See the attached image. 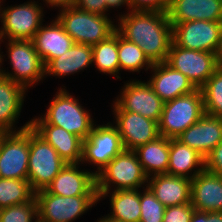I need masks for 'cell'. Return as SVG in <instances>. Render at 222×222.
<instances>
[{
  "instance_id": "cell-24",
  "label": "cell",
  "mask_w": 222,
  "mask_h": 222,
  "mask_svg": "<svg viewBox=\"0 0 222 222\" xmlns=\"http://www.w3.org/2000/svg\"><path fill=\"white\" fill-rule=\"evenodd\" d=\"M147 186L165 206L191 203V179L169 174L148 177Z\"/></svg>"
},
{
  "instance_id": "cell-32",
  "label": "cell",
  "mask_w": 222,
  "mask_h": 222,
  "mask_svg": "<svg viewBox=\"0 0 222 222\" xmlns=\"http://www.w3.org/2000/svg\"><path fill=\"white\" fill-rule=\"evenodd\" d=\"M200 89L205 113L222 118V64Z\"/></svg>"
},
{
  "instance_id": "cell-34",
  "label": "cell",
  "mask_w": 222,
  "mask_h": 222,
  "mask_svg": "<svg viewBox=\"0 0 222 222\" xmlns=\"http://www.w3.org/2000/svg\"><path fill=\"white\" fill-rule=\"evenodd\" d=\"M140 192V222H163L165 206L155 197L148 186Z\"/></svg>"
},
{
  "instance_id": "cell-18",
  "label": "cell",
  "mask_w": 222,
  "mask_h": 222,
  "mask_svg": "<svg viewBox=\"0 0 222 222\" xmlns=\"http://www.w3.org/2000/svg\"><path fill=\"white\" fill-rule=\"evenodd\" d=\"M151 69V72L154 73L148 84L164 102L189 94L197 89L188 77L174 70L166 62L153 64Z\"/></svg>"
},
{
  "instance_id": "cell-39",
  "label": "cell",
  "mask_w": 222,
  "mask_h": 222,
  "mask_svg": "<svg viewBox=\"0 0 222 222\" xmlns=\"http://www.w3.org/2000/svg\"><path fill=\"white\" fill-rule=\"evenodd\" d=\"M47 5L53 7H60V10L73 7L75 0H43Z\"/></svg>"
},
{
  "instance_id": "cell-10",
  "label": "cell",
  "mask_w": 222,
  "mask_h": 222,
  "mask_svg": "<svg viewBox=\"0 0 222 222\" xmlns=\"http://www.w3.org/2000/svg\"><path fill=\"white\" fill-rule=\"evenodd\" d=\"M35 199L38 222H73L98 202V196L65 197L45 190L37 191Z\"/></svg>"
},
{
  "instance_id": "cell-8",
  "label": "cell",
  "mask_w": 222,
  "mask_h": 222,
  "mask_svg": "<svg viewBox=\"0 0 222 222\" xmlns=\"http://www.w3.org/2000/svg\"><path fill=\"white\" fill-rule=\"evenodd\" d=\"M172 24L173 42L185 49L222 54V21L194 20Z\"/></svg>"
},
{
  "instance_id": "cell-29",
  "label": "cell",
  "mask_w": 222,
  "mask_h": 222,
  "mask_svg": "<svg viewBox=\"0 0 222 222\" xmlns=\"http://www.w3.org/2000/svg\"><path fill=\"white\" fill-rule=\"evenodd\" d=\"M92 47V63H94L93 65H95L100 73L112 74L117 77V79H121V77L117 75L120 74L118 59V32L115 31L107 39Z\"/></svg>"
},
{
  "instance_id": "cell-37",
  "label": "cell",
  "mask_w": 222,
  "mask_h": 222,
  "mask_svg": "<svg viewBox=\"0 0 222 222\" xmlns=\"http://www.w3.org/2000/svg\"><path fill=\"white\" fill-rule=\"evenodd\" d=\"M205 170L222 176V141L205 157Z\"/></svg>"
},
{
  "instance_id": "cell-17",
  "label": "cell",
  "mask_w": 222,
  "mask_h": 222,
  "mask_svg": "<svg viewBox=\"0 0 222 222\" xmlns=\"http://www.w3.org/2000/svg\"><path fill=\"white\" fill-rule=\"evenodd\" d=\"M177 139L205 158L222 141V118L205 113Z\"/></svg>"
},
{
  "instance_id": "cell-19",
  "label": "cell",
  "mask_w": 222,
  "mask_h": 222,
  "mask_svg": "<svg viewBox=\"0 0 222 222\" xmlns=\"http://www.w3.org/2000/svg\"><path fill=\"white\" fill-rule=\"evenodd\" d=\"M191 205L202 212H222V176L202 170L191 180Z\"/></svg>"
},
{
  "instance_id": "cell-45",
  "label": "cell",
  "mask_w": 222,
  "mask_h": 222,
  "mask_svg": "<svg viewBox=\"0 0 222 222\" xmlns=\"http://www.w3.org/2000/svg\"><path fill=\"white\" fill-rule=\"evenodd\" d=\"M6 134V132H3V131H1L0 130V142H1V140H2V138H3V136Z\"/></svg>"
},
{
  "instance_id": "cell-23",
  "label": "cell",
  "mask_w": 222,
  "mask_h": 222,
  "mask_svg": "<svg viewBox=\"0 0 222 222\" xmlns=\"http://www.w3.org/2000/svg\"><path fill=\"white\" fill-rule=\"evenodd\" d=\"M167 14L170 23L222 21V0H172Z\"/></svg>"
},
{
  "instance_id": "cell-38",
  "label": "cell",
  "mask_w": 222,
  "mask_h": 222,
  "mask_svg": "<svg viewBox=\"0 0 222 222\" xmlns=\"http://www.w3.org/2000/svg\"><path fill=\"white\" fill-rule=\"evenodd\" d=\"M107 1L108 0H75L74 6L82 11L107 16Z\"/></svg>"
},
{
  "instance_id": "cell-7",
  "label": "cell",
  "mask_w": 222,
  "mask_h": 222,
  "mask_svg": "<svg viewBox=\"0 0 222 222\" xmlns=\"http://www.w3.org/2000/svg\"><path fill=\"white\" fill-rule=\"evenodd\" d=\"M66 162L57 151L29 127V159L27 179L36 193L44 190Z\"/></svg>"
},
{
  "instance_id": "cell-30",
  "label": "cell",
  "mask_w": 222,
  "mask_h": 222,
  "mask_svg": "<svg viewBox=\"0 0 222 222\" xmlns=\"http://www.w3.org/2000/svg\"><path fill=\"white\" fill-rule=\"evenodd\" d=\"M34 197L28 179L0 178V209L29 202Z\"/></svg>"
},
{
  "instance_id": "cell-20",
  "label": "cell",
  "mask_w": 222,
  "mask_h": 222,
  "mask_svg": "<svg viewBox=\"0 0 222 222\" xmlns=\"http://www.w3.org/2000/svg\"><path fill=\"white\" fill-rule=\"evenodd\" d=\"M26 89L19 83L0 75V130L6 133L23 131L30 127V121L15 130V123L20 116ZM14 127V128H13Z\"/></svg>"
},
{
  "instance_id": "cell-22",
  "label": "cell",
  "mask_w": 222,
  "mask_h": 222,
  "mask_svg": "<svg viewBox=\"0 0 222 222\" xmlns=\"http://www.w3.org/2000/svg\"><path fill=\"white\" fill-rule=\"evenodd\" d=\"M30 127L48 142L66 163L81 164L83 140L80 137L55 125L30 124Z\"/></svg>"
},
{
  "instance_id": "cell-13",
  "label": "cell",
  "mask_w": 222,
  "mask_h": 222,
  "mask_svg": "<svg viewBox=\"0 0 222 222\" xmlns=\"http://www.w3.org/2000/svg\"><path fill=\"white\" fill-rule=\"evenodd\" d=\"M121 90L119 97L113 101V111L134 112L156 122L160 121L164 101L148 82L130 80Z\"/></svg>"
},
{
  "instance_id": "cell-25",
  "label": "cell",
  "mask_w": 222,
  "mask_h": 222,
  "mask_svg": "<svg viewBox=\"0 0 222 222\" xmlns=\"http://www.w3.org/2000/svg\"><path fill=\"white\" fill-rule=\"evenodd\" d=\"M204 169L205 158L203 156H201L195 149L183 144L177 138H170L167 174L192 180Z\"/></svg>"
},
{
  "instance_id": "cell-36",
  "label": "cell",
  "mask_w": 222,
  "mask_h": 222,
  "mask_svg": "<svg viewBox=\"0 0 222 222\" xmlns=\"http://www.w3.org/2000/svg\"><path fill=\"white\" fill-rule=\"evenodd\" d=\"M172 0H129L132 11H158L167 13Z\"/></svg>"
},
{
  "instance_id": "cell-9",
  "label": "cell",
  "mask_w": 222,
  "mask_h": 222,
  "mask_svg": "<svg viewBox=\"0 0 222 222\" xmlns=\"http://www.w3.org/2000/svg\"><path fill=\"white\" fill-rule=\"evenodd\" d=\"M166 63L200 89L222 64V60L217 53L185 49L172 41Z\"/></svg>"
},
{
  "instance_id": "cell-6",
  "label": "cell",
  "mask_w": 222,
  "mask_h": 222,
  "mask_svg": "<svg viewBox=\"0 0 222 222\" xmlns=\"http://www.w3.org/2000/svg\"><path fill=\"white\" fill-rule=\"evenodd\" d=\"M8 59L12 73L1 69L3 57L0 54V75L21 84L26 90L45 78V67L35 49L33 40H8ZM14 70V71H13Z\"/></svg>"
},
{
  "instance_id": "cell-42",
  "label": "cell",
  "mask_w": 222,
  "mask_h": 222,
  "mask_svg": "<svg viewBox=\"0 0 222 222\" xmlns=\"http://www.w3.org/2000/svg\"><path fill=\"white\" fill-rule=\"evenodd\" d=\"M209 222H222V212H207Z\"/></svg>"
},
{
  "instance_id": "cell-3",
  "label": "cell",
  "mask_w": 222,
  "mask_h": 222,
  "mask_svg": "<svg viewBox=\"0 0 222 222\" xmlns=\"http://www.w3.org/2000/svg\"><path fill=\"white\" fill-rule=\"evenodd\" d=\"M56 16L75 43L94 46L116 31L108 16L82 11L75 6L59 11Z\"/></svg>"
},
{
  "instance_id": "cell-44",
  "label": "cell",
  "mask_w": 222,
  "mask_h": 222,
  "mask_svg": "<svg viewBox=\"0 0 222 222\" xmlns=\"http://www.w3.org/2000/svg\"><path fill=\"white\" fill-rule=\"evenodd\" d=\"M1 0H0V20H2V11H3V8L1 7ZM0 44L3 42L2 40V33H1V28H0Z\"/></svg>"
},
{
  "instance_id": "cell-35",
  "label": "cell",
  "mask_w": 222,
  "mask_h": 222,
  "mask_svg": "<svg viewBox=\"0 0 222 222\" xmlns=\"http://www.w3.org/2000/svg\"><path fill=\"white\" fill-rule=\"evenodd\" d=\"M194 211L191 203L165 207L163 222H190Z\"/></svg>"
},
{
  "instance_id": "cell-14",
  "label": "cell",
  "mask_w": 222,
  "mask_h": 222,
  "mask_svg": "<svg viewBox=\"0 0 222 222\" xmlns=\"http://www.w3.org/2000/svg\"><path fill=\"white\" fill-rule=\"evenodd\" d=\"M29 127L6 133L0 142V178L27 179Z\"/></svg>"
},
{
  "instance_id": "cell-11",
  "label": "cell",
  "mask_w": 222,
  "mask_h": 222,
  "mask_svg": "<svg viewBox=\"0 0 222 222\" xmlns=\"http://www.w3.org/2000/svg\"><path fill=\"white\" fill-rule=\"evenodd\" d=\"M123 143L116 126L108 122L105 125L94 124L88 138L83 140L82 163L89 162L97 166L98 174L114 157L124 151Z\"/></svg>"
},
{
  "instance_id": "cell-41",
  "label": "cell",
  "mask_w": 222,
  "mask_h": 222,
  "mask_svg": "<svg viewBox=\"0 0 222 222\" xmlns=\"http://www.w3.org/2000/svg\"><path fill=\"white\" fill-rule=\"evenodd\" d=\"M190 222H209L207 212L195 210L192 214Z\"/></svg>"
},
{
  "instance_id": "cell-27",
  "label": "cell",
  "mask_w": 222,
  "mask_h": 222,
  "mask_svg": "<svg viewBox=\"0 0 222 222\" xmlns=\"http://www.w3.org/2000/svg\"><path fill=\"white\" fill-rule=\"evenodd\" d=\"M169 151L170 139L164 136H160L134 150L147 177L167 174Z\"/></svg>"
},
{
  "instance_id": "cell-5",
  "label": "cell",
  "mask_w": 222,
  "mask_h": 222,
  "mask_svg": "<svg viewBox=\"0 0 222 222\" xmlns=\"http://www.w3.org/2000/svg\"><path fill=\"white\" fill-rule=\"evenodd\" d=\"M147 181L137 154L124 150L96 174V189L97 192L138 189L147 185Z\"/></svg>"
},
{
  "instance_id": "cell-16",
  "label": "cell",
  "mask_w": 222,
  "mask_h": 222,
  "mask_svg": "<svg viewBox=\"0 0 222 222\" xmlns=\"http://www.w3.org/2000/svg\"><path fill=\"white\" fill-rule=\"evenodd\" d=\"M44 190L65 197L98 196L96 174L88 170H79V163H66Z\"/></svg>"
},
{
  "instance_id": "cell-43",
  "label": "cell",
  "mask_w": 222,
  "mask_h": 222,
  "mask_svg": "<svg viewBox=\"0 0 222 222\" xmlns=\"http://www.w3.org/2000/svg\"><path fill=\"white\" fill-rule=\"evenodd\" d=\"M100 220H98V222H121V221H116L114 219L108 218V217H103V218H99Z\"/></svg>"
},
{
  "instance_id": "cell-15",
  "label": "cell",
  "mask_w": 222,
  "mask_h": 222,
  "mask_svg": "<svg viewBox=\"0 0 222 222\" xmlns=\"http://www.w3.org/2000/svg\"><path fill=\"white\" fill-rule=\"evenodd\" d=\"M113 112L125 150L134 151L160 137L158 122L134 112Z\"/></svg>"
},
{
  "instance_id": "cell-2",
  "label": "cell",
  "mask_w": 222,
  "mask_h": 222,
  "mask_svg": "<svg viewBox=\"0 0 222 222\" xmlns=\"http://www.w3.org/2000/svg\"><path fill=\"white\" fill-rule=\"evenodd\" d=\"M58 91L44 116L31 119L30 124L55 125L82 140L87 139L94 126L92 114L90 115V112L81 106L79 100L65 88H60Z\"/></svg>"
},
{
  "instance_id": "cell-12",
  "label": "cell",
  "mask_w": 222,
  "mask_h": 222,
  "mask_svg": "<svg viewBox=\"0 0 222 222\" xmlns=\"http://www.w3.org/2000/svg\"><path fill=\"white\" fill-rule=\"evenodd\" d=\"M36 1L3 7L2 40H33L42 25L43 8Z\"/></svg>"
},
{
  "instance_id": "cell-31",
  "label": "cell",
  "mask_w": 222,
  "mask_h": 222,
  "mask_svg": "<svg viewBox=\"0 0 222 222\" xmlns=\"http://www.w3.org/2000/svg\"><path fill=\"white\" fill-rule=\"evenodd\" d=\"M118 59L120 70L130 72H140L144 67H146V71H148L153 65L138 45L126 40L119 33Z\"/></svg>"
},
{
  "instance_id": "cell-4",
  "label": "cell",
  "mask_w": 222,
  "mask_h": 222,
  "mask_svg": "<svg viewBox=\"0 0 222 222\" xmlns=\"http://www.w3.org/2000/svg\"><path fill=\"white\" fill-rule=\"evenodd\" d=\"M204 103L201 89L164 102L160 121V136L177 138L203 115Z\"/></svg>"
},
{
  "instance_id": "cell-26",
  "label": "cell",
  "mask_w": 222,
  "mask_h": 222,
  "mask_svg": "<svg viewBox=\"0 0 222 222\" xmlns=\"http://www.w3.org/2000/svg\"><path fill=\"white\" fill-rule=\"evenodd\" d=\"M93 47L74 43L63 55L52 59L45 66V76H67L84 70L92 64Z\"/></svg>"
},
{
  "instance_id": "cell-33",
  "label": "cell",
  "mask_w": 222,
  "mask_h": 222,
  "mask_svg": "<svg viewBox=\"0 0 222 222\" xmlns=\"http://www.w3.org/2000/svg\"><path fill=\"white\" fill-rule=\"evenodd\" d=\"M33 220L38 222L35 197L29 202L0 209V222H33Z\"/></svg>"
},
{
  "instance_id": "cell-28",
  "label": "cell",
  "mask_w": 222,
  "mask_h": 222,
  "mask_svg": "<svg viewBox=\"0 0 222 222\" xmlns=\"http://www.w3.org/2000/svg\"><path fill=\"white\" fill-rule=\"evenodd\" d=\"M140 189L97 192L98 201L110 194L111 212L106 217L121 222H140Z\"/></svg>"
},
{
  "instance_id": "cell-21",
  "label": "cell",
  "mask_w": 222,
  "mask_h": 222,
  "mask_svg": "<svg viewBox=\"0 0 222 222\" xmlns=\"http://www.w3.org/2000/svg\"><path fill=\"white\" fill-rule=\"evenodd\" d=\"M48 25L43 24L33 38L35 49L44 67L54 58L63 55L73 45L74 40L65 32L62 24L57 20Z\"/></svg>"
},
{
  "instance_id": "cell-40",
  "label": "cell",
  "mask_w": 222,
  "mask_h": 222,
  "mask_svg": "<svg viewBox=\"0 0 222 222\" xmlns=\"http://www.w3.org/2000/svg\"><path fill=\"white\" fill-rule=\"evenodd\" d=\"M126 5L128 7V11H132L130 7L129 0H108L106 3V12L110 10V8H118L119 6Z\"/></svg>"
},
{
  "instance_id": "cell-1",
  "label": "cell",
  "mask_w": 222,
  "mask_h": 222,
  "mask_svg": "<svg viewBox=\"0 0 222 222\" xmlns=\"http://www.w3.org/2000/svg\"><path fill=\"white\" fill-rule=\"evenodd\" d=\"M116 31L138 45L152 64L166 62L172 38V24L167 13L130 11L119 16Z\"/></svg>"
}]
</instances>
